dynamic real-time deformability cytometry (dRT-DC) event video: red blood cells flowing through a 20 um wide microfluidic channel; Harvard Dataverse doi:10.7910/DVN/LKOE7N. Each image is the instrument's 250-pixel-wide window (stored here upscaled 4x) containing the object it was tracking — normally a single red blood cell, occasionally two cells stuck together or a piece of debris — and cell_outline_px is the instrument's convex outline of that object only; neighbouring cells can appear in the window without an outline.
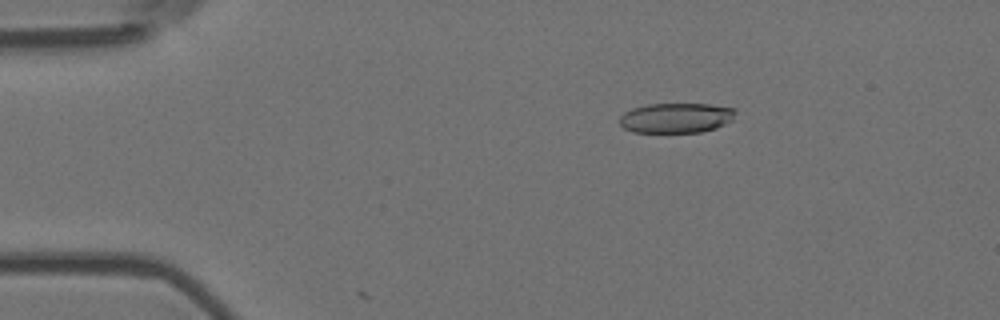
{"species": "Egyptian fruit bat (a non-hibernating species)", "species_latin": "Rousettus aegyptiacus", "temperature_condition": "room temperature", "stored_images_in_passage": 12, "camera_frame_rate_fps": 3000, "um_per_image_px": 0.085, "animal": {"sex": "female"}, "frame": {"image": 1, "passage_image": 10, "time_ms": 3.0, "image_size_px": [1000, 320], "cell_outline_px": [[736, 112], [732, 120], [716, 128], [700, 132], [632, 132], [624, 128], [620, 124], [620, 116], [624, 112], [632, 108], [648, 104], [708, 104], [736, 108]], "centroid_in_image_um": [57.47, 10.02], "position_along_channel_um": 27.5, "area_um2": 20.29}}